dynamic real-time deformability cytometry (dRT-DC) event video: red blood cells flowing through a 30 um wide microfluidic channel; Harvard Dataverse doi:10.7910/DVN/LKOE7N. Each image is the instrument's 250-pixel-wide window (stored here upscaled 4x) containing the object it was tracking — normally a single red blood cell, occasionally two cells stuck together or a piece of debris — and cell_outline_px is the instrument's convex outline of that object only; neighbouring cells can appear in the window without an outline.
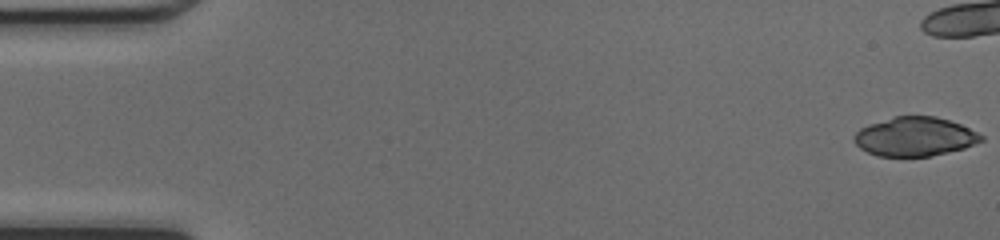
{"species": "common noctule bat (a hibernating species)", "species_latin": "Nyctalus noctula", "temperature_condition": "cold", "stored_images_in_passage": 39, "camera_frame_rate_fps": 3000, "um_per_image_px": 0.085, "animal": {"sex": "female", "body_mass_g": 17.0, "forearm_length_mm": 48.0}, "frame": {"image": 1, "passage_image": 1, "time_ms": 0.0, "image_size_px": [1000, 240], "cell_outline_px": [[984, 140], [964, 148], [928, 156], [876, 156], [860, 148], [856, 144], [852, 136], [860, 128], [868, 124], [892, 116], [936, 116], [960, 124], [984, 136]], "centroid_in_image_um": [77.72, 11.6], "position_along_channel_um": 7.3, "area_um2": 28.84}}